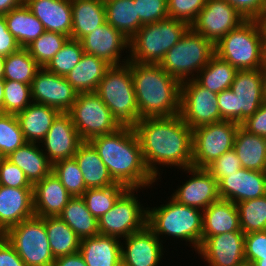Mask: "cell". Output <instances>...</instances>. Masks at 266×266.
Wrapping results in <instances>:
<instances>
[{
	"mask_svg": "<svg viewBox=\"0 0 266 266\" xmlns=\"http://www.w3.org/2000/svg\"><path fill=\"white\" fill-rule=\"evenodd\" d=\"M133 129L145 164L157 180L161 179L160 172L163 171L158 168L160 166L179 170L192 167V129L180 114L141 118Z\"/></svg>",
	"mask_w": 266,
	"mask_h": 266,
	"instance_id": "obj_1",
	"label": "cell"
},
{
	"mask_svg": "<svg viewBox=\"0 0 266 266\" xmlns=\"http://www.w3.org/2000/svg\"><path fill=\"white\" fill-rule=\"evenodd\" d=\"M97 150L112 179L127 188H152L157 179L148 170L133 127L122 126L113 133L89 141Z\"/></svg>",
	"mask_w": 266,
	"mask_h": 266,
	"instance_id": "obj_2",
	"label": "cell"
},
{
	"mask_svg": "<svg viewBox=\"0 0 266 266\" xmlns=\"http://www.w3.org/2000/svg\"><path fill=\"white\" fill-rule=\"evenodd\" d=\"M139 117H171L180 114L181 82L159 64L130 61Z\"/></svg>",
	"mask_w": 266,
	"mask_h": 266,
	"instance_id": "obj_3",
	"label": "cell"
},
{
	"mask_svg": "<svg viewBox=\"0 0 266 266\" xmlns=\"http://www.w3.org/2000/svg\"><path fill=\"white\" fill-rule=\"evenodd\" d=\"M169 197L165 205L147 207V226L160 240L165 235L189 242L196 254L202 243L203 210L180 204Z\"/></svg>",
	"mask_w": 266,
	"mask_h": 266,
	"instance_id": "obj_4",
	"label": "cell"
},
{
	"mask_svg": "<svg viewBox=\"0 0 266 266\" xmlns=\"http://www.w3.org/2000/svg\"><path fill=\"white\" fill-rule=\"evenodd\" d=\"M265 29L261 20H245L215 45V54L238 70L262 68Z\"/></svg>",
	"mask_w": 266,
	"mask_h": 266,
	"instance_id": "obj_5",
	"label": "cell"
},
{
	"mask_svg": "<svg viewBox=\"0 0 266 266\" xmlns=\"http://www.w3.org/2000/svg\"><path fill=\"white\" fill-rule=\"evenodd\" d=\"M189 27L187 23L169 17L155 23L144 24L130 39L129 61L159 64Z\"/></svg>",
	"mask_w": 266,
	"mask_h": 266,
	"instance_id": "obj_6",
	"label": "cell"
},
{
	"mask_svg": "<svg viewBox=\"0 0 266 266\" xmlns=\"http://www.w3.org/2000/svg\"><path fill=\"white\" fill-rule=\"evenodd\" d=\"M121 126L134 127L140 120L130 61L111 66L95 91Z\"/></svg>",
	"mask_w": 266,
	"mask_h": 266,
	"instance_id": "obj_7",
	"label": "cell"
},
{
	"mask_svg": "<svg viewBox=\"0 0 266 266\" xmlns=\"http://www.w3.org/2000/svg\"><path fill=\"white\" fill-rule=\"evenodd\" d=\"M214 54V44L189 27L159 65L167 74L183 82L194 79Z\"/></svg>",
	"mask_w": 266,
	"mask_h": 266,
	"instance_id": "obj_8",
	"label": "cell"
},
{
	"mask_svg": "<svg viewBox=\"0 0 266 266\" xmlns=\"http://www.w3.org/2000/svg\"><path fill=\"white\" fill-rule=\"evenodd\" d=\"M4 237L27 266H52L55 260L44 217L33 216L9 228Z\"/></svg>",
	"mask_w": 266,
	"mask_h": 266,
	"instance_id": "obj_9",
	"label": "cell"
},
{
	"mask_svg": "<svg viewBox=\"0 0 266 266\" xmlns=\"http://www.w3.org/2000/svg\"><path fill=\"white\" fill-rule=\"evenodd\" d=\"M67 113L82 141L113 133L122 127L96 92L78 93Z\"/></svg>",
	"mask_w": 266,
	"mask_h": 266,
	"instance_id": "obj_10",
	"label": "cell"
},
{
	"mask_svg": "<svg viewBox=\"0 0 266 266\" xmlns=\"http://www.w3.org/2000/svg\"><path fill=\"white\" fill-rule=\"evenodd\" d=\"M138 190L140 189L128 188L113 207L98 219L101 235L122 240L147 225V207L139 202Z\"/></svg>",
	"mask_w": 266,
	"mask_h": 266,
	"instance_id": "obj_11",
	"label": "cell"
},
{
	"mask_svg": "<svg viewBox=\"0 0 266 266\" xmlns=\"http://www.w3.org/2000/svg\"><path fill=\"white\" fill-rule=\"evenodd\" d=\"M240 124L222 120L192 130V167L206 168L234 147Z\"/></svg>",
	"mask_w": 266,
	"mask_h": 266,
	"instance_id": "obj_12",
	"label": "cell"
},
{
	"mask_svg": "<svg viewBox=\"0 0 266 266\" xmlns=\"http://www.w3.org/2000/svg\"><path fill=\"white\" fill-rule=\"evenodd\" d=\"M217 95L194 79L181 82L180 116L192 130L222 121Z\"/></svg>",
	"mask_w": 266,
	"mask_h": 266,
	"instance_id": "obj_13",
	"label": "cell"
},
{
	"mask_svg": "<svg viewBox=\"0 0 266 266\" xmlns=\"http://www.w3.org/2000/svg\"><path fill=\"white\" fill-rule=\"evenodd\" d=\"M245 20L226 0H207L190 27L215 45Z\"/></svg>",
	"mask_w": 266,
	"mask_h": 266,
	"instance_id": "obj_14",
	"label": "cell"
},
{
	"mask_svg": "<svg viewBox=\"0 0 266 266\" xmlns=\"http://www.w3.org/2000/svg\"><path fill=\"white\" fill-rule=\"evenodd\" d=\"M196 253L207 266H246L245 234L240 230L202 237Z\"/></svg>",
	"mask_w": 266,
	"mask_h": 266,
	"instance_id": "obj_15",
	"label": "cell"
},
{
	"mask_svg": "<svg viewBox=\"0 0 266 266\" xmlns=\"http://www.w3.org/2000/svg\"><path fill=\"white\" fill-rule=\"evenodd\" d=\"M77 91L64 76H59L41 67L31 83V98L34 103L47 105L67 113L76 101Z\"/></svg>",
	"mask_w": 266,
	"mask_h": 266,
	"instance_id": "obj_16",
	"label": "cell"
},
{
	"mask_svg": "<svg viewBox=\"0 0 266 266\" xmlns=\"http://www.w3.org/2000/svg\"><path fill=\"white\" fill-rule=\"evenodd\" d=\"M80 42L84 53L101 58L111 66L123 65L129 61V54L121 58L122 51L124 53L127 50L126 53H129L130 40L107 22L83 37Z\"/></svg>",
	"mask_w": 266,
	"mask_h": 266,
	"instance_id": "obj_17",
	"label": "cell"
},
{
	"mask_svg": "<svg viewBox=\"0 0 266 266\" xmlns=\"http://www.w3.org/2000/svg\"><path fill=\"white\" fill-rule=\"evenodd\" d=\"M181 170L191 176L171 194L178 203L205 210L220 199L218 182L206 168L189 167Z\"/></svg>",
	"mask_w": 266,
	"mask_h": 266,
	"instance_id": "obj_18",
	"label": "cell"
},
{
	"mask_svg": "<svg viewBox=\"0 0 266 266\" xmlns=\"http://www.w3.org/2000/svg\"><path fill=\"white\" fill-rule=\"evenodd\" d=\"M122 240V266H159L164 258V240H160L147 225Z\"/></svg>",
	"mask_w": 266,
	"mask_h": 266,
	"instance_id": "obj_19",
	"label": "cell"
},
{
	"mask_svg": "<svg viewBox=\"0 0 266 266\" xmlns=\"http://www.w3.org/2000/svg\"><path fill=\"white\" fill-rule=\"evenodd\" d=\"M81 140L68 113H60L54 120L44 139L40 142L43 153L54 164L57 161L72 158Z\"/></svg>",
	"mask_w": 266,
	"mask_h": 266,
	"instance_id": "obj_20",
	"label": "cell"
},
{
	"mask_svg": "<svg viewBox=\"0 0 266 266\" xmlns=\"http://www.w3.org/2000/svg\"><path fill=\"white\" fill-rule=\"evenodd\" d=\"M230 90L237 96L238 124H241L266 100L263 69L238 70Z\"/></svg>",
	"mask_w": 266,
	"mask_h": 266,
	"instance_id": "obj_21",
	"label": "cell"
},
{
	"mask_svg": "<svg viewBox=\"0 0 266 266\" xmlns=\"http://www.w3.org/2000/svg\"><path fill=\"white\" fill-rule=\"evenodd\" d=\"M220 199L239 203L266 195V172L241 168L218 182Z\"/></svg>",
	"mask_w": 266,
	"mask_h": 266,
	"instance_id": "obj_22",
	"label": "cell"
},
{
	"mask_svg": "<svg viewBox=\"0 0 266 266\" xmlns=\"http://www.w3.org/2000/svg\"><path fill=\"white\" fill-rule=\"evenodd\" d=\"M33 216V188L0 185V228L4 232Z\"/></svg>",
	"mask_w": 266,
	"mask_h": 266,
	"instance_id": "obj_23",
	"label": "cell"
},
{
	"mask_svg": "<svg viewBox=\"0 0 266 266\" xmlns=\"http://www.w3.org/2000/svg\"><path fill=\"white\" fill-rule=\"evenodd\" d=\"M72 196L53 174L33 185V207L37 217L58 216Z\"/></svg>",
	"mask_w": 266,
	"mask_h": 266,
	"instance_id": "obj_24",
	"label": "cell"
},
{
	"mask_svg": "<svg viewBox=\"0 0 266 266\" xmlns=\"http://www.w3.org/2000/svg\"><path fill=\"white\" fill-rule=\"evenodd\" d=\"M25 4L43 24L45 31L60 33L71 38V0H25Z\"/></svg>",
	"mask_w": 266,
	"mask_h": 266,
	"instance_id": "obj_25",
	"label": "cell"
},
{
	"mask_svg": "<svg viewBox=\"0 0 266 266\" xmlns=\"http://www.w3.org/2000/svg\"><path fill=\"white\" fill-rule=\"evenodd\" d=\"M79 252L87 266H122L121 240L95 235L80 240Z\"/></svg>",
	"mask_w": 266,
	"mask_h": 266,
	"instance_id": "obj_26",
	"label": "cell"
},
{
	"mask_svg": "<svg viewBox=\"0 0 266 266\" xmlns=\"http://www.w3.org/2000/svg\"><path fill=\"white\" fill-rule=\"evenodd\" d=\"M5 158L19 167L32 185L52 173L53 164L39 143L26 142Z\"/></svg>",
	"mask_w": 266,
	"mask_h": 266,
	"instance_id": "obj_27",
	"label": "cell"
},
{
	"mask_svg": "<svg viewBox=\"0 0 266 266\" xmlns=\"http://www.w3.org/2000/svg\"><path fill=\"white\" fill-rule=\"evenodd\" d=\"M60 113L53 107L34 102L18 113L16 116L26 142L40 144Z\"/></svg>",
	"mask_w": 266,
	"mask_h": 266,
	"instance_id": "obj_28",
	"label": "cell"
},
{
	"mask_svg": "<svg viewBox=\"0 0 266 266\" xmlns=\"http://www.w3.org/2000/svg\"><path fill=\"white\" fill-rule=\"evenodd\" d=\"M83 173L86 189L109 187L117 184L108 168L89 141H83L73 156Z\"/></svg>",
	"mask_w": 266,
	"mask_h": 266,
	"instance_id": "obj_29",
	"label": "cell"
},
{
	"mask_svg": "<svg viewBox=\"0 0 266 266\" xmlns=\"http://www.w3.org/2000/svg\"><path fill=\"white\" fill-rule=\"evenodd\" d=\"M202 237L240 231L239 213L235 203L219 199L203 210Z\"/></svg>",
	"mask_w": 266,
	"mask_h": 266,
	"instance_id": "obj_30",
	"label": "cell"
},
{
	"mask_svg": "<svg viewBox=\"0 0 266 266\" xmlns=\"http://www.w3.org/2000/svg\"><path fill=\"white\" fill-rule=\"evenodd\" d=\"M72 31L71 38L81 40L106 22L103 0H71Z\"/></svg>",
	"mask_w": 266,
	"mask_h": 266,
	"instance_id": "obj_31",
	"label": "cell"
},
{
	"mask_svg": "<svg viewBox=\"0 0 266 266\" xmlns=\"http://www.w3.org/2000/svg\"><path fill=\"white\" fill-rule=\"evenodd\" d=\"M110 67L105 60L84 53L65 78L77 93L95 92Z\"/></svg>",
	"mask_w": 266,
	"mask_h": 266,
	"instance_id": "obj_32",
	"label": "cell"
},
{
	"mask_svg": "<svg viewBox=\"0 0 266 266\" xmlns=\"http://www.w3.org/2000/svg\"><path fill=\"white\" fill-rule=\"evenodd\" d=\"M234 150L241 162L242 168L265 172L266 167V138L248 133L238 127Z\"/></svg>",
	"mask_w": 266,
	"mask_h": 266,
	"instance_id": "obj_33",
	"label": "cell"
},
{
	"mask_svg": "<svg viewBox=\"0 0 266 266\" xmlns=\"http://www.w3.org/2000/svg\"><path fill=\"white\" fill-rule=\"evenodd\" d=\"M4 18L7 29L15 37L21 48H26L45 32L43 24L25 3L10 10L4 15Z\"/></svg>",
	"mask_w": 266,
	"mask_h": 266,
	"instance_id": "obj_34",
	"label": "cell"
},
{
	"mask_svg": "<svg viewBox=\"0 0 266 266\" xmlns=\"http://www.w3.org/2000/svg\"><path fill=\"white\" fill-rule=\"evenodd\" d=\"M58 217L63 220L80 238L100 234L98 220L88 210L81 196L72 197Z\"/></svg>",
	"mask_w": 266,
	"mask_h": 266,
	"instance_id": "obj_35",
	"label": "cell"
},
{
	"mask_svg": "<svg viewBox=\"0 0 266 266\" xmlns=\"http://www.w3.org/2000/svg\"><path fill=\"white\" fill-rule=\"evenodd\" d=\"M106 22L121 32L127 39H131L143 26L137 14L134 0L104 1Z\"/></svg>",
	"mask_w": 266,
	"mask_h": 266,
	"instance_id": "obj_36",
	"label": "cell"
},
{
	"mask_svg": "<svg viewBox=\"0 0 266 266\" xmlns=\"http://www.w3.org/2000/svg\"><path fill=\"white\" fill-rule=\"evenodd\" d=\"M49 246L54 258L79 252L80 238L58 216L44 217Z\"/></svg>",
	"mask_w": 266,
	"mask_h": 266,
	"instance_id": "obj_37",
	"label": "cell"
},
{
	"mask_svg": "<svg viewBox=\"0 0 266 266\" xmlns=\"http://www.w3.org/2000/svg\"><path fill=\"white\" fill-rule=\"evenodd\" d=\"M238 69L214 54L194 80L216 94L230 89Z\"/></svg>",
	"mask_w": 266,
	"mask_h": 266,
	"instance_id": "obj_38",
	"label": "cell"
},
{
	"mask_svg": "<svg viewBox=\"0 0 266 266\" xmlns=\"http://www.w3.org/2000/svg\"><path fill=\"white\" fill-rule=\"evenodd\" d=\"M4 80L17 81L31 85L41 66L31 57L26 48L5 56Z\"/></svg>",
	"mask_w": 266,
	"mask_h": 266,
	"instance_id": "obj_39",
	"label": "cell"
},
{
	"mask_svg": "<svg viewBox=\"0 0 266 266\" xmlns=\"http://www.w3.org/2000/svg\"><path fill=\"white\" fill-rule=\"evenodd\" d=\"M127 189L126 186L117 183L109 187L87 189L81 197L85 201L88 210L98 220L113 207Z\"/></svg>",
	"mask_w": 266,
	"mask_h": 266,
	"instance_id": "obj_40",
	"label": "cell"
},
{
	"mask_svg": "<svg viewBox=\"0 0 266 266\" xmlns=\"http://www.w3.org/2000/svg\"><path fill=\"white\" fill-rule=\"evenodd\" d=\"M244 234L266 231V195L236 203Z\"/></svg>",
	"mask_w": 266,
	"mask_h": 266,
	"instance_id": "obj_41",
	"label": "cell"
},
{
	"mask_svg": "<svg viewBox=\"0 0 266 266\" xmlns=\"http://www.w3.org/2000/svg\"><path fill=\"white\" fill-rule=\"evenodd\" d=\"M83 54L81 42L69 38L44 68L49 72L66 77L75 68Z\"/></svg>",
	"mask_w": 266,
	"mask_h": 266,
	"instance_id": "obj_42",
	"label": "cell"
},
{
	"mask_svg": "<svg viewBox=\"0 0 266 266\" xmlns=\"http://www.w3.org/2000/svg\"><path fill=\"white\" fill-rule=\"evenodd\" d=\"M70 37L45 31L41 36L35 39L26 47L31 57L41 66L44 67L54 55L64 46Z\"/></svg>",
	"mask_w": 266,
	"mask_h": 266,
	"instance_id": "obj_43",
	"label": "cell"
},
{
	"mask_svg": "<svg viewBox=\"0 0 266 266\" xmlns=\"http://www.w3.org/2000/svg\"><path fill=\"white\" fill-rule=\"evenodd\" d=\"M52 173L60 180L72 197L82 196L87 190L83 173L74 157L55 162Z\"/></svg>",
	"mask_w": 266,
	"mask_h": 266,
	"instance_id": "obj_44",
	"label": "cell"
},
{
	"mask_svg": "<svg viewBox=\"0 0 266 266\" xmlns=\"http://www.w3.org/2000/svg\"><path fill=\"white\" fill-rule=\"evenodd\" d=\"M31 85L5 80L3 113L17 115L31 103Z\"/></svg>",
	"mask_w": 266,
	"mask_h": 266,
	"instance_id": "obj_45",
	"label": "cell"
},
{
	"mask_svg": "<svg viewBox=\"0 0 266 266\" xmlns=\"http://www.w3.org/2000/svg\"><path fill=\"white\" fill-rule=\"evenodd\" d=\"M25 143L17 116L0 112V152L7 157Z\"/></svg>",
	"mask_w": 266,
	"mask_h": 266,
	"instance_id": "obj_46",
	"label": "cell"
},
{
	"mask_svg": "<svg viewBox=\"0 0 266 266\" xmlns=\"http://www.w3.org/2000/svg\"><path fill=\"white\" fill-rule=\"evenodd\" d=\"M207 0H167L169 18L183 21L189 26L195 21Z\"/></svg>",
	"mask_w": 266,
	"mask_h": 266,
	"instance_id": "obj_47",
	"label": "cell"
},
{
	"mask_svg": "<svg viewBox=\"0 0 266 266\" xmlns=\"http://www.w3.org/2000/svg\"><path fill=\"white\" fill-rule=\"evenodd\" d=\"M140 22L155 23L169 17L167 0H134Z\"/></svg>",
	"mask_w": 266,
	"mask_h": 266,
	"instance_id": "obj_48",
	"label": "cell"
},
{
	"mask_svg": "<svg viewBox=\"0 0 266 266\" xmlns=\"http://www.w3.org/2000/svg\"><path fill=\"white\" fill-rule=\"evenodd\" d=\"M241 168V162L238 159L234 148L225 152L206 167L217 182L222 178L227 177L229 174L237 173Z\"/></svg>",
	"mask_w": 266,
	"mask_h": 266,
	"instance_id": "obj_49",
	"label": "cell"
},
{
	"mask_svg": "<svg viewBox=\"0 0 266 266\" xmlns=\"http://www.w3.org/2000/svg\"><path fill=\"white\" fill-rule=\"evenodd\" d=\"M0 185L12 188H33L25 173L6 158L0 165Z\"/></svg>",
	"mask_w": 266,
	"mask_h": 266,
	"instance_id": "obj_50",
	"label": "cell"
},
{
	"mask_svg": "<svg viewBox=\"0 0 266 266\" xmlns=\"http://www.w3.org/2000/svg\"><path fill=\"white\" fill-rule=\"evenodd\" d=\"M261 257H266V231L245 234L246 265L252 266Z\"/></svg>",
	"mask_w": 266,
	"mask_h": 266,
	"instance_id": "obj_51",
	"label": "cell"
},
{
	"mask_svg": "<svg viewBox=\"0 0 266 266\" xmlns=\"http://www.w3.org/2000/svg\"><path fill=\"white\" fill-rule=\"evenodd\" d=\"M246 20H262L266 13V0H226Z\"/></svg>",
	"mask_w": 266,
	"mask_h": 266,
	"instance_id": "obj_52",
	"label": "cell"
},
{
	"mask_svg": "<svg viewBox=\"0 0 266 266\" xmlns=\"http://www.w3.org/2000/svg\"><path fill=\"white\" fill-rule=\"evenodd\" d=\"M217 99L221 119L238 123L237 96L230 89H226L218 93Z\"/></svg>",
	"mask_w": 266,
	"mask_h": 266,
	"instance_id": "obj_53",
	"label": "cell"
},
{
	"mask_svg": "<svg viewBox=\"0 0 266 266\" xmlns=\"http://www.w3.org/2000/svg\"><path fill=\"white\" fill-rule=\"evenodd\" d=\"M240 126L248 133L259 135L266 138V100L262 103L260 108Z\"/></svg>",
	"mask_w": 266,
	"mask_h": 266,
	"instance_id": "obj_54",
	"label": "cell"
},
{
	"mask_svg": "<svg viewBox=\"0 0 266 266\" xmlns=\"http://www.w3.org/2000/svg\"><path fill=\"white\" fill-rule=\"evenodd\" d=\"M15 37L7 29L4 15H0V55L8 56L20 49Z\"/></svg>",
	"mask_w": 266,
	"mask_h": 266,
	"instance_id": "obj_55",
	"label": "cell"
},
{
	"mask_svg": "<svg viewBox=\"0 0 266 266\" xmlns=\"http://www.w3.org/2000/svg\"><path fill=\"white\" fill-rule=\"evenodd\" d=\"M0 266H27L4 236L0 237Z\"/></svg>",
	"mask_w": 266,
	"mask_h": 266,
	"instance_id": "obj_56",
	"label": "cell"
},
{
	"mask_svg": "<svg viewBox=\"0 0 266 266\" xmlns=\"http://www.w3.org/2000/svg\"><path fill=\"white\" fill-rule=\"evenodd\" d=\"M52 266H87L80 252L56 258Z\"/></svg>",
	"mask_w": 266,
	"mask_h": 266,
	"instance_id": "obj_57",
	"label": "cell"
},
{
	"mask_svg": "<svg viewBox=\"0 0 266 266\" xmlns=\"http://www.w3.org/2000/svg\"><path fill=\"white\" fill-rule=\"evenodd\" d=\"M25 0H0V15L7 14L10 10L19 7Z\"/></svg>",
	"mask_w": 266,
	"mask_h": 266,
	"instance_id": "obj_58",
	"label": "cell"
},
{
	"mask_svg": "<svg viewBox=\"0 0 266 266\" xmlns=\"http://www.w3.org/2000/svg\"><path fill=\"white\" fill-rule=\"evenodd\" d=\"M4 84H5V80L0 79V112L1 113H3Z\"/></svg>",
	"mask_w": 266,
	"mask_h": 266,
	"instance_id": "obj_59",
	"label": "cell"
},
{
	"mask_svg": "<svg viewBox=\"0 0 266 266\" xmlns=\"http://www.w3.org/2000/svg\"><path fill=\"white\" fill-rule=\"evenodd\" d=\"M262 69H266V31L264 34V41H263V64Z\"/></svg>",
	"mask_w": 266,
	"mask_h": 266,
	"instance_id": "obj_60",
	"label": "cell"
},
{
	"mask_svg": "<svg viewBox=\"0 0 266 266\" xmlns=\"http://www.w3.org/2000/svg\"><path fill=\"white\" fill-rule=\"evenodd\" d=\"M4 62H5V56L0 55V79H4Z\"/></svg>",
	"mask_w": 266,
	"mask_h": 266,
	"instance_id": "obj_61",
	"label": "cell"
},
{
	"mask_svg": "<svg viewBox=\"0 0 266 266\" xmlns=\"http://www.w3.org/2000/svg\"><path fill=\"white\" fill-rule=\"evenodd\" d=\"M252 266H266V257H261V259L257 260Z\"/></svg>",
	"mask_w": 266,
	"mask_h": 266,
	"instance_id": "obj_62",
	"label": "cell"
},
{
	"mask_svg": "<svg viewBox=\"0 0 266 266\" xmlns=\"http://www.w3.org/2000/svg\"><path fill=\"white\" fill-rule=\"evenodd\" d=\"M263 75H264V86H265V97H266V69H263Z\"/></svg>",
	"mask_w": 266,
	"mask_h": 266,
	"instance_id": "obj_63",
	"label": "cell"
},
{
	"mask_svg": "<svg viewBox=\"0 0 266 266\" xmlns=\"http://www.w3.org/2000/svg\"><path fill=\"white\" fill-rule=\"evenodd\" d=\"M262 23H263V26H264V29H265V31H266V13H265V15H264V17L262 18Z\"/></svg>",
	"mask_w": 266,
	"mask_h": 266,
	"instance_id": "obj_64",
	"label": "cell"
},
{
	"mask_svg": "<svg viewBox=\"0 0 266 266\" xmlns=\"http://www.w3.org/2000/svg\"><path fill=\"white\" fill-rule=\"evenodd\" d=\"M5 159V156L0 152V165L2 163V161Z\"/></svg>",
	"mask_w": 266,
	"mask_h": 266,
	"instance_id": "obj_65",
	"label": "cell"
},
{
	"mask_svg": "<svg viewBox=\"0 0 266 266\" xmlns=\"http://www.w3.org/2000/svg\"><path fill=\"white\" fill-rule=\"evenodd\" d=\"M4 231L0 228V237H3L4 236Z\"/></svg>",
	"mask_w": 266,
	"mask_h": 266,
	"instance_id": "obj_66",
	"label": "cell"
}]
</instances>
